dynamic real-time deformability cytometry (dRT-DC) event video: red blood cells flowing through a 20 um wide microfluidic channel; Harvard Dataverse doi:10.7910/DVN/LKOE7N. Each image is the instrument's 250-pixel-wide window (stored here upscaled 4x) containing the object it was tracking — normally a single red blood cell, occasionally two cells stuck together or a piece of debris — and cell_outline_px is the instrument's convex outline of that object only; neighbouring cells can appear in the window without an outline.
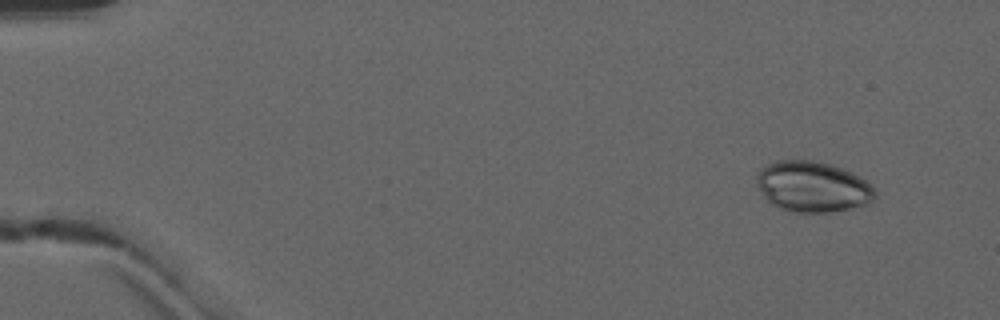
{"species": "common noctule bat (a hibernating species)", "species_latin": "Nyctalus noctula", "temperature_condition": "warm", "stored_images_in_passage": 46, "camera_frame_rate_fps": 3000, "um_per_image_px": 0.085, "animal": {"sex": "male", "forearm_length_mm": 52.5}, "frame": {"image": 1, "passage_image": 1, "time_ms": 0.0, "image_size_px": [1000, 320], "cell_outline_px": [[876, 196], [868, 204], [828, 212], [792, 212], [780, 208], [772, 204], [764, 196], [756, 184], [756, 176], [768, 164], [776, 160], [812, 160], [832, 164], [864, 180], [876, 192]], "centroid_in_image_um": [69.04, 15.87], "position_along_channel_um": 16.0, "area_um2": 34.45}}
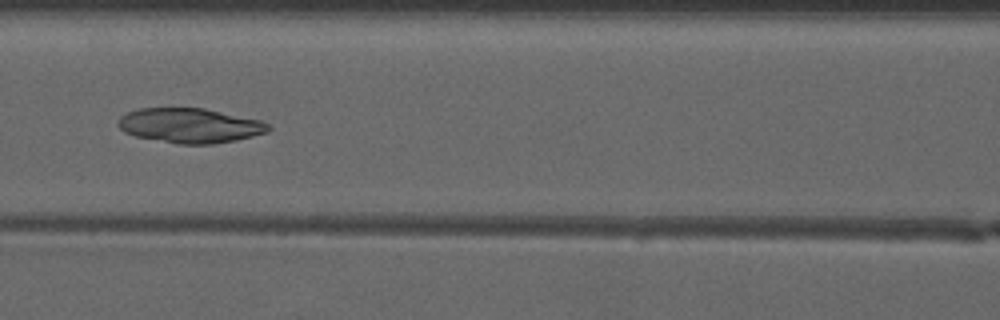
{"frame": {"image": 2, "passage_image": 20, "time_ms": 6.333, "image_size_px": [1000, 320], "cell_outline_px": [[272, 128], [268, 132], [236, 140], [212, 144], [176, 144], [136, 136], [124, 132], [116, 124], [120, 116], [128, 112], [140, 108], [204, 108], [260, 120], [268, 124]], "centroid_in_image_um": [16.13, 10.67], "position_along_channel_um": 150.5, "area_um2": 30.4}}
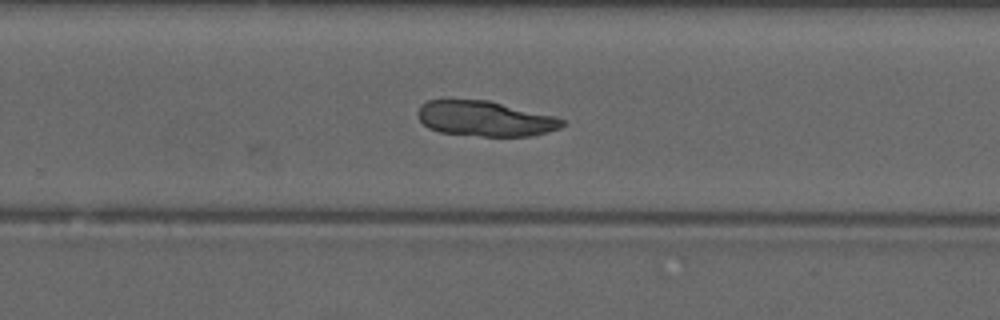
{"frame": {"image": 3, "passage_image": 30, "time_ms": 9.667, "image_size_px": [1000, 320], "cell_outline_px": [[564, 124], [560, 128], [532, 136], [480, 136], [440, 132], [428, 128], [416, 116], [416, 112], [420, 104], [428, 100], [448, 96], [488, 100], [556, 116], [564, 120]], "centroid_in_image_um": [41.14, 10.03], "position_along_channel_um": 288.7, "area_um2": 30.63}}